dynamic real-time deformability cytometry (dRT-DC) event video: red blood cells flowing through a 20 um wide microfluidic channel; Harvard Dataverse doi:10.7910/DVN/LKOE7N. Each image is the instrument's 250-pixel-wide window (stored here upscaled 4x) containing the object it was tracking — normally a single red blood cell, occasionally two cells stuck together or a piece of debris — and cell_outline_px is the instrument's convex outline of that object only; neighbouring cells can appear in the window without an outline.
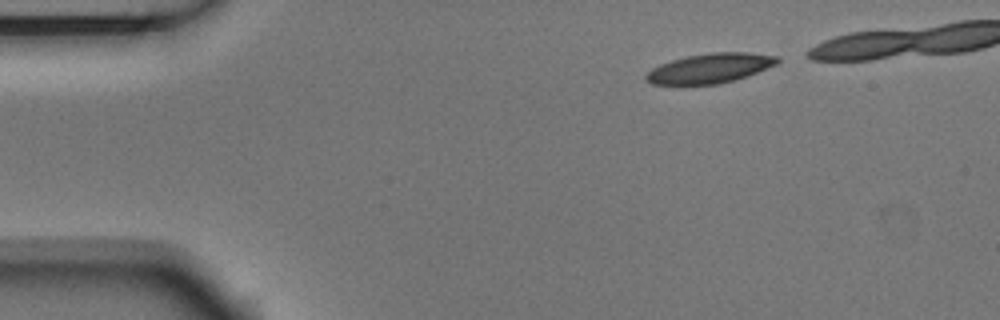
{"species": "Egyptian fruit bat (a non-hibernating species)", "species_latin": "Rousettus aegyptiacus", "temperature_condition": "room temperature", "stored_images_in_passage": 4, "camera_frame_rate_fps": 3000, "um_per_image_px": 0.085, "animal": {"sex": "male"}, "frame": {"image": 1, "passage_image": 1, "time_ms": 0.0, "image_size_px": [1000, 320], "cell_outline_px": [[780, 60], [776, 64], [748, 76], [736, 80], [720, 84], [680, 88], [652, 84], [644, 76], [652, 68], [660, 64], [672, 60], [688, 56], [712, 52], [748, 52], [780, 56]], "centroid_in_image_um": [60.3, 5.85], "position_along_channel_um": 24.7, "area_um2": 23.64}}